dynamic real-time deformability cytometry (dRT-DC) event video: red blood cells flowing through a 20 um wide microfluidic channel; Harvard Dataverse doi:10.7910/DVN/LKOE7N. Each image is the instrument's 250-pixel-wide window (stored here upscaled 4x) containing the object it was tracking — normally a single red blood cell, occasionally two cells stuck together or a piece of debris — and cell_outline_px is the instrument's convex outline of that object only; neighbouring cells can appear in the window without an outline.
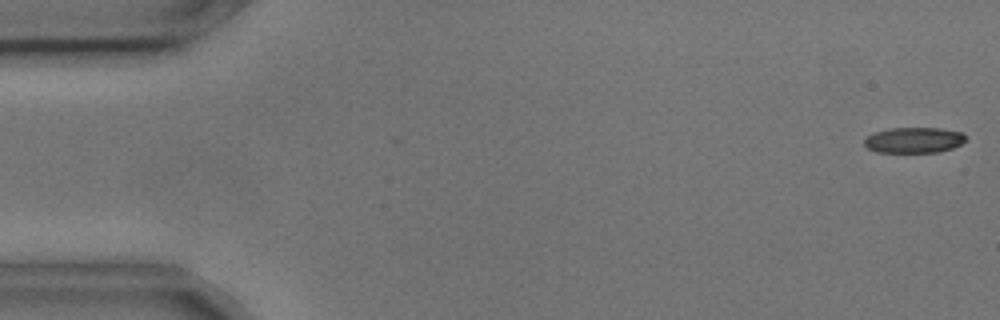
{"species": "common noctule bat (a hibernating species)", "species_latin": "Nyctalus noctula", "temperature_condition": "cold", "stored_images_in_passage": 4, "camera_frame_rate_fps": 3000, "um_per_image_px": 0.085, "animal": {"sex": "male", "body_mass_g": 17.9, "forearm_length_mm": 54.2}, "frame": {"image": 1, "passage_image": 1, "time_ms": 0.0, "image_size_px": [1000, 320], "cell_outline_px": [[968, 140], [952, 148], [936, 152], [876, 152], [868, 148], [864, 144], [864, 140], [868, 136], [876, 132], [888, 128], [940, 128], [964, 132], [968, 136]], "centroid_in_image_um": [77.74, 11.9], "position_along_channel_um": 7.3, "area_um2": 15.26}}